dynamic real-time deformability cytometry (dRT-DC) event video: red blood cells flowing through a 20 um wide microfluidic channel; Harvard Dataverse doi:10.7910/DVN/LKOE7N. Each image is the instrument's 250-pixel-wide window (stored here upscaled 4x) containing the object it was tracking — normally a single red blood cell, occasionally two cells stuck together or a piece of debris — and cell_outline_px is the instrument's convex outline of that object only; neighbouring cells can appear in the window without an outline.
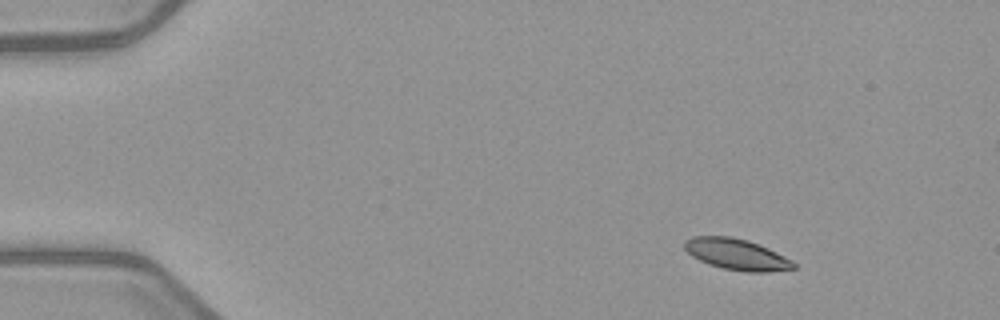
{"species": "common noctule bat (a hibernating species)", "species_latin": "Nyctalus noctula", "temperature_condition": "warm", "stored_images_in_passage": 7, "camera_frame_rate_fps": 3000, "um_per_image_px": 0.085, "animal": {"sex": "female", "body_mass_g": 21.9}, "frame": {"image": 1, "passage_image": 1, "time_ms": 0.0, "image_size_px": [1000, 320], "cell_outline_px": [[796, 268], [768, 272], [744, 272], [724, 268], [708, 264], [692, 256], [684, 248], [684, 240], [692, 236], [732, 236], [748, 240], [768, 248], [792, 260], [796, 264]], "centroid_in_image_um": [62.61, 21.61], "position_along_channel_um": 22.4, "area_um2": 19.83}}
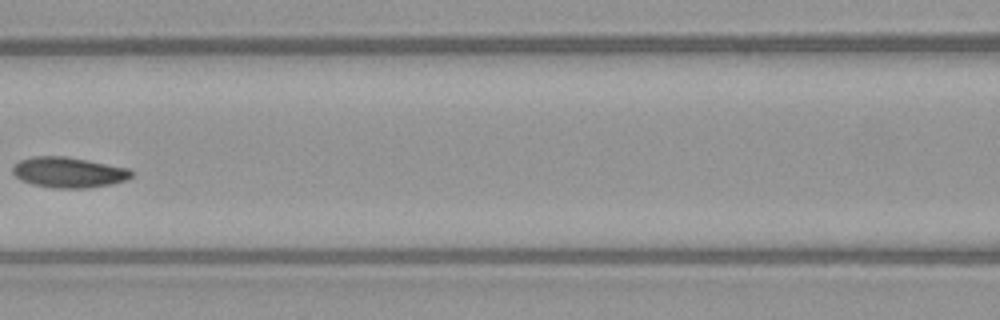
{"frame": {"image": 2, "passage_image": 6, "time_ms": 6.0, "image_size_px": [1000, 320], "cell_outline_px": [[132, 176], [128, 180], [112, 184], [88, 188], [52, 188], [32, 184], [20, 180], [12, 172], [12, 168], [20, 160], [32, 156], [64, 156], [128, 168], [132, 172]], "centroid_in_image_um": [5.82, 14.66], "position_along_channel_um": 160.8, "area_um2": 21.1}}
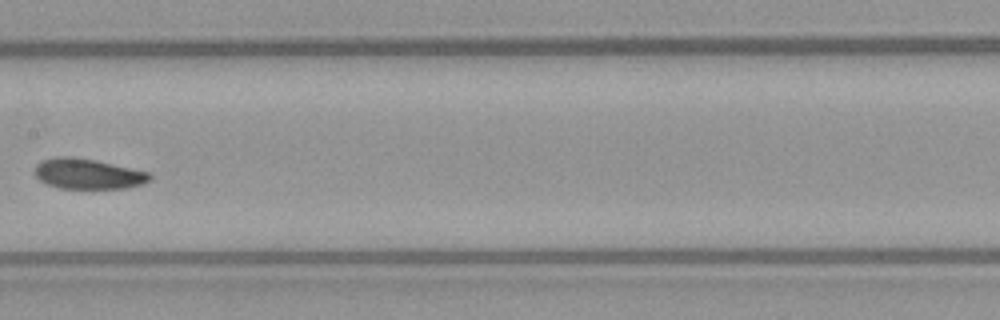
{"frame": {"image": 3, "passage_image": 7, "time_ms": 7.0, "image_size_px": [1000, 320], "cell_outline_px": [[152, 180], [144, 184], [128, 188], [60, 188], [48, 184], [40, 180], [32, 172], [36, 164], [40, 160], [56, 156], [72, 156], [96, 160], [152, 172]], "centroid_in_image_um": [7.5, 14.76], "position_along_channel_um": 199.9, "area_um2": 20.81}}